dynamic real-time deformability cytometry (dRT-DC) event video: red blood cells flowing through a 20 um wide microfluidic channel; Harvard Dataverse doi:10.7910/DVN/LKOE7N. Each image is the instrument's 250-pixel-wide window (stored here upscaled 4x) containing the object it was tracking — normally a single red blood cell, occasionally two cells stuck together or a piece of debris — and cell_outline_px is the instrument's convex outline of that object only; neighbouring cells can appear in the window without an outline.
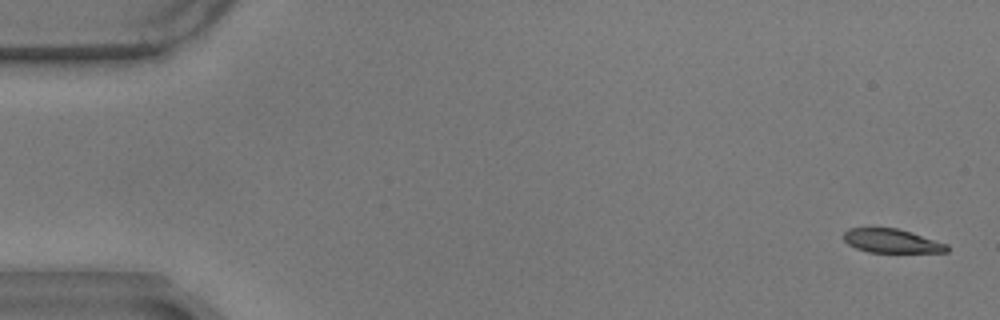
{"species": "common noctule bat (a hibernating species)", "species_latin": "Nyctalus noctula", "temperature_condition": "warm", "stored_images_in_passage": 58, "camera_frame_rate_fps": 3000, "um_per_image_px": 0.085, "animal": {"sex": "male", "body_mass_g": 17.9}, "frame": {"image": 1, "passage_image": 2, "time_ms": 0.333, "image_size_px": [1000, 320], "cell_outline_px": [[948, 252], [868, 252], [856, 248], [848, 244], [844, 240], [844, 232], [848, 228], [896, 228], [912, 232], [948, 244]], "centroid_in_image_um": [75.8, 20.48], "position_along_channel_um": 9.2, "area_um2": 14.33}}
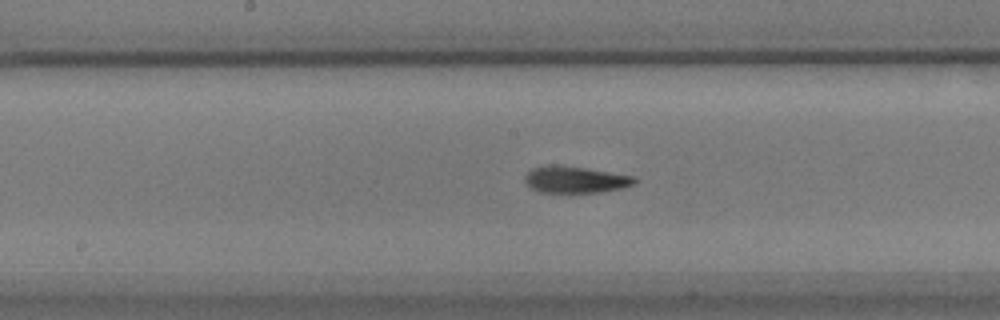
{"frame": {"image": 2, "passage_image": 30, "time_ms": 9.667, "image_size_px": [1000, 320], "cell_outline_px": [[636, 184], [620, 188], [600, 192], [540, 192], [532, 188], [524, 180], [524, 176], [532, 168], [548, 164], [560, 164], [588, 168], [636, 176]], "centroid_in_image_um": [48.91, 15.24], "position_along_channel_um": 199.3, "area_um2": 17.22}}
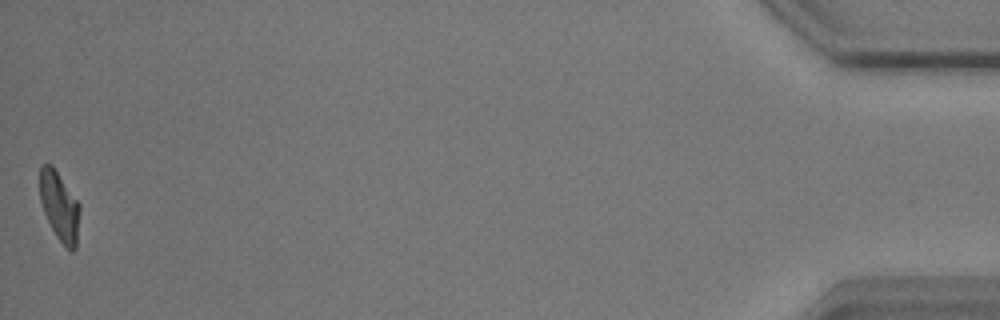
{"frame": {"image": 3, "passage_image": 58, "time_ms": 19.0, "image_size_px": [1000, 320], "cell_outline_px": [[80, 208], [76, 248], [72, 252], [56, 236], [44, 212], [40, 200], [40, 164], [52, 164], [80, 204]], "centroid_in_image_um": [5.06, 17.5], "position_along_channel_um": 430.1, "area_um2": 15.95}, "authors_computed_cell_mechanics": {"area_um2": 16.8487, "velocity_mm_per_s": 3.4838, "shape_relaxation_time_tau1_ms": 3.758, "shape_relaxation_time_tau2_ms": 3.1448, "deformation_change_tau1": 0.1867, "deformation_change_tau2": 0.1147}}